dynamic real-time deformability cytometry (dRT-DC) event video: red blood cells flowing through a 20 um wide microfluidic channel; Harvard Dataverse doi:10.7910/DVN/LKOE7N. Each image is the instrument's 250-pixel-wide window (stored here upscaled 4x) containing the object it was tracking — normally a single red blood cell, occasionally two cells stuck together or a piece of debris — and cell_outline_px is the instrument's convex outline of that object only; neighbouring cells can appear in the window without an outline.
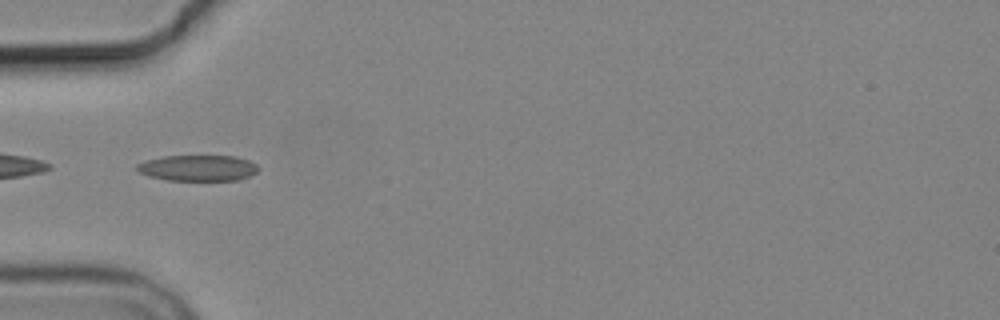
{"species": "common noctule bat (a hibernating species)", "species_latin": "Nyctalus noctula", "temperature_condition": "cold", "stored_images_in_passage": 10, "camera_frame_rate_fps": 3000, "um_per_image_px": 0.085, "animal": {"sex": "male", "body_mass_g": 19.2, "forearm_length_mm": 51.8}, "frame": {"image": 1, "passage_image": 5, "time_ms": 7.667, "image_size_px": [1000, 320], "cell_outline_px": [[260, 168], [256, 172], [248, 176], [236, 180], [168, 180], [148, 176], [140, 172], [136, 168], [136, 164], [148, 160], [164, 156], [236, 156], [248, 160], [256, 164]], "centroid_in_image_um": [16.83, 14.27], "position_along_channel_um": 68.2, "area_um2": 18.21}}
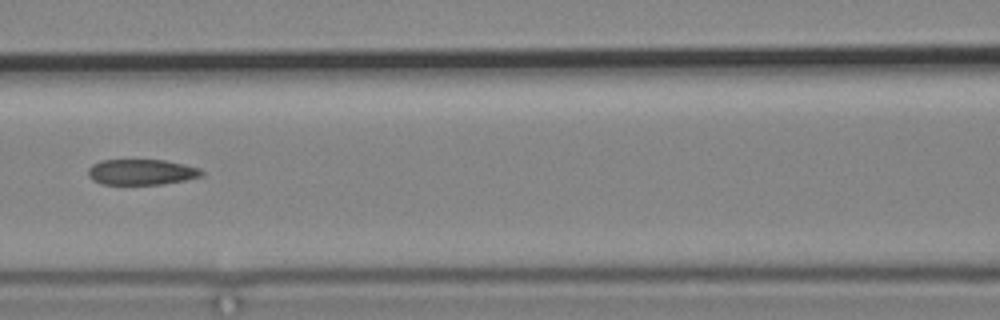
{"frame": {"image": 2, "passage_image": 7, "time_ms": 10.0, "image_size_px": [1000, 320], "cell_outline_px": [[204, 176], [164, 184], [100, 184], [92, 180], [88, 176], [88, 168], [92, 164], [100, 160], [164, 160], [184, 164], [200, 168], [204, 172]], "centroid_in_image_um": [12.02, 14.62], "position_along_channel_um": 154.6, "area_um2": 17.11}}
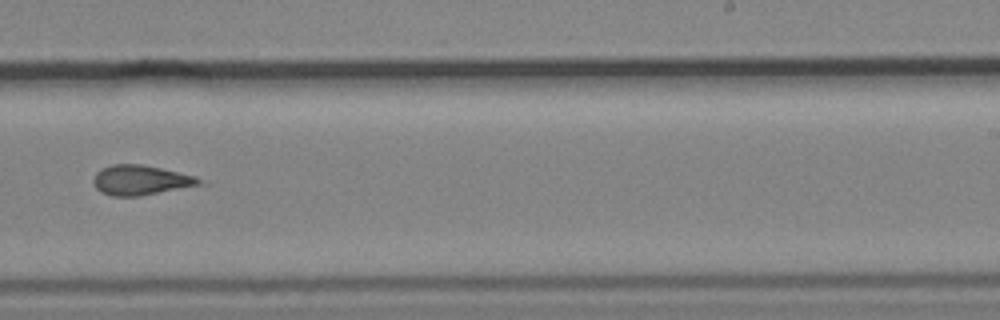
{"frame": {"image": 3, "passage_image": 10, "time_ms": 13.333, "image_size_px": [1000, 320], "cell_outline_px": [[200, 184], [140, 196], [112, 196], [100, 192], [96, 188], [92, 180], [96, 172], [100, 168], [112, 164], [140, 164], [160, 168], [196, 176], [200, 180]], "centroid_in_image_um": [11.86, 15.3], "position_along_channel_um": 277.1, "area_um2": 18.21}}